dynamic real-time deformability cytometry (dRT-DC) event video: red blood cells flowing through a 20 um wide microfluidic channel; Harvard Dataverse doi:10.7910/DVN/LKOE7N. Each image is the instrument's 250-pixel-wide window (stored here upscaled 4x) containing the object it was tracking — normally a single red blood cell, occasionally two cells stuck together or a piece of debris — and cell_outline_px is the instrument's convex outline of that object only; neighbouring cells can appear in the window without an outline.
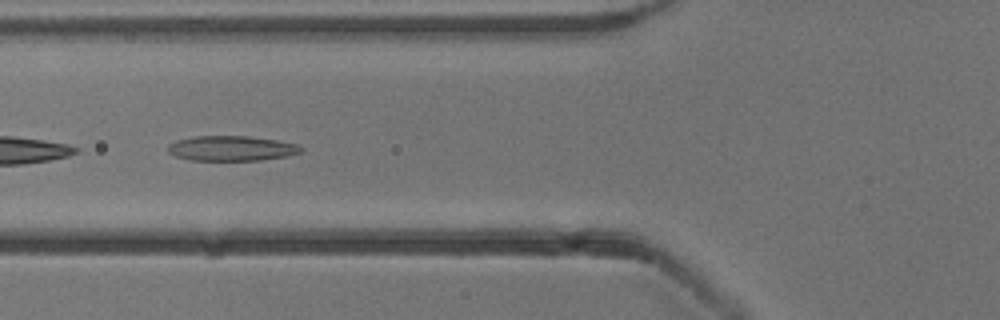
{"species": "common noctule bat (a hibernating species)", "species_latin": "Nyctalus noctula", "temperature_condition": "cold", "stored_images_in_passage": 6, "camera_frame_rate_fps": 3000, "um_per_image_px": 0.085, "animal": {"sex": "male", "body_mass_g": 13.3}, "frame": {"image": 1, "passage_image": 4, "time_ms": 3.333, "image_size_px": [1000, 320], "cell_outline_px": [[304, 148], [300, 152], [288, 156], [260, 160], [192, 160], [176, 156], [168, 152], [168, 144], [176, 140], [196, 136], [248, 136], [276, 140], [296, 144]], "centroid_in_image_um": [19.67, 12.61], "position_along_channel_um": 106.1, "area_um2": 19.31}}
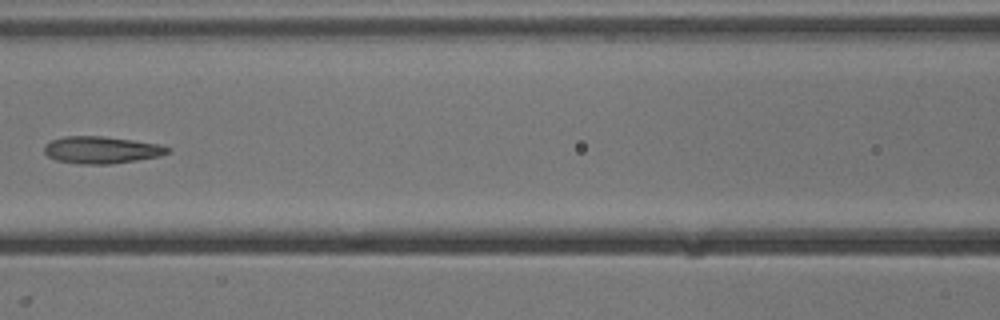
{"frame": {"image": 2, "passage_image": 5, "time_ms": 4.667, "image_size_px": [1000, 320], "cell_outline_px": [[172, 152], [160, 156], [136, 160], [108, 164], [80, 164], [56, 160], [48, 156], [44, 152], [44, 144], [52, 140], [64, 136], [100, 136], [132, 140], [160, 144], [172, 148]], "centroid_in_image_um": [8.64, 12.74], "position_along_channel_um": 158.0, "area_um2": 19.54}}
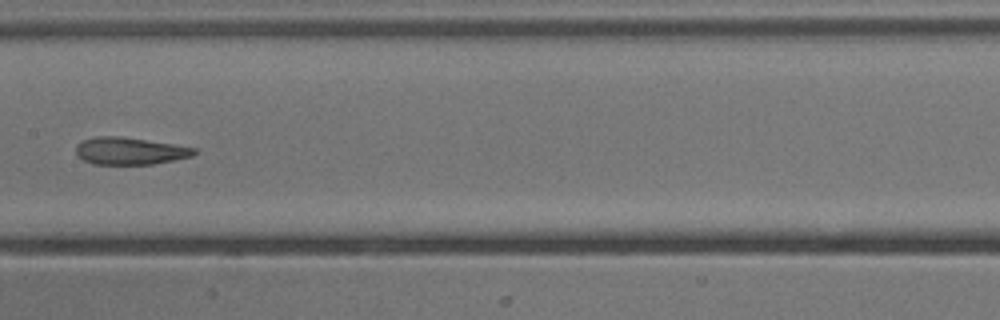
{"frame": {"image": 3, "passage_image": 6, "time_ms": 5.667, "image_size_px": [1000, 320], "cell_outline_px": [[196, 152], [192, 156], [152, 164], [92, 164], [76, 156], [76, 144], [84, 140], [96, 136], [116, 136], [172, 144], [196, 148]], "centroid_in_image_um": [10.98, 12.84], "position_along_channel_um": 196.4, "area_um2": 18.5}}